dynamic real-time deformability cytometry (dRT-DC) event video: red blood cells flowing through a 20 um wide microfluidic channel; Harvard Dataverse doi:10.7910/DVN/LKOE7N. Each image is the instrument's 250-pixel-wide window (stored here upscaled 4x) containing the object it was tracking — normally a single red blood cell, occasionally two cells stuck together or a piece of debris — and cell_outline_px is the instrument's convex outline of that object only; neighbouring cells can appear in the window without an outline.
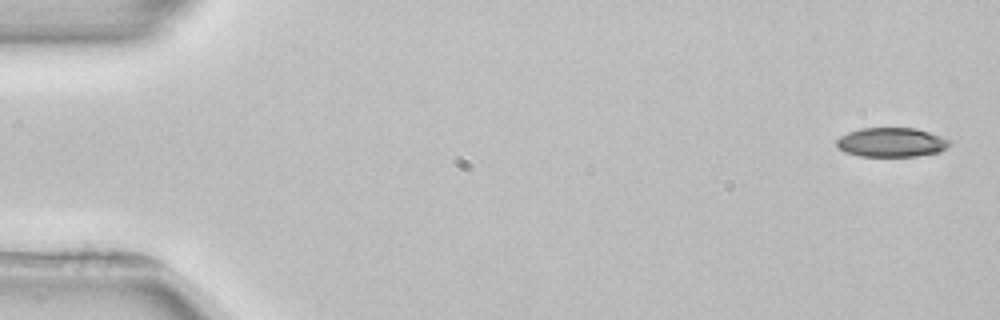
{"species": "common noctule bat (a hibernating species)", "species_latin": "Nyctalus noctula", "temperature_condition": "room temperature", "stored_images_in_passage": 4, "camera_frame_rate_fps": 3000, "um_per_image_px": 0.085, "animal": {"sex": "female", "body_mass_g": 22.7, "forearm_length_mm": 54.2}, "frame": {"image": 1, "passage_image": 1, "time_ms": 0.0, "image_size_px": [1000, 320], "cell_outline_px": [[952, 144], [948, 148], [940, 152], [916, 156], [860, 156], [844, 152], [836, 148], [836, 140], [840, 136], [848, 132], [860, 128], [916, 128], [952, 140]], "centroid_in_image_um": [75.78, 12.1], "position_along_channel_um": 9.2, "area_um2": 19.54}}
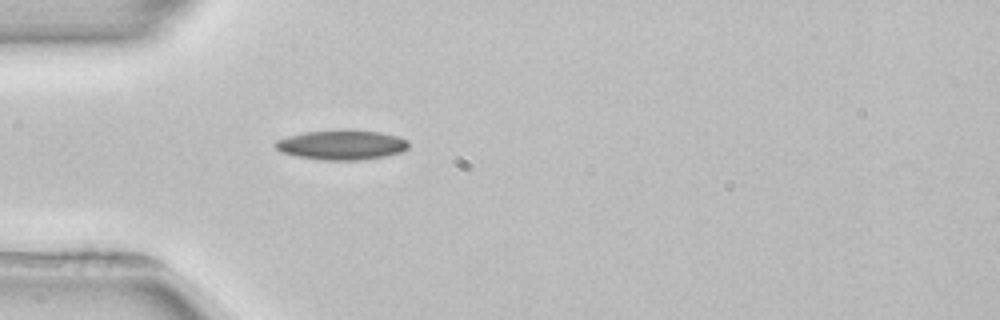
{"frame": {"image": 2, "passage_image": 4, "time_ms": 4.667, "image_size_px": [1000, 320], "cell_outline_px": [[408, 148], [404, 152], [384, 156], [360, 160], [320, 160], [296, 156], [280, 152], [272, 144], [276, 140], [288, 136], [304, 132], [340, 128], [348, 128], [380, 132], [396, 136], [408, 140]], "centroid_in_image_um": [29.02, 12.29], "position_along_channel_um": 56.0, "area_um2": 23.7}}